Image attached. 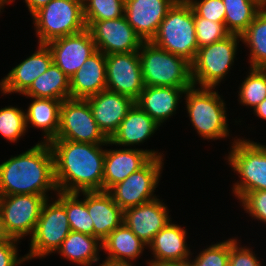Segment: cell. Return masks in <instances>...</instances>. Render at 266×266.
Returning a JSON list of instances; mask_svg holds the SVG:
<instances>
[{"instance_id": "6da1fadb", "label": "cell", "mask_w": 266, "mask_h": 266, "mask_svg": "<svg viewBox=\"0 0 266 266\" xmlns=\"http://www.w3.org/2000/svg\"><path fill=\"white\" fill-rule=\"evenodd\" d=\"M55 181L58 191H103L105 144L52 140Z\"/></svg>"}, {"instance_id": "7a4b0ae2", "label": "cell", "mask_w": 266, "mask_h": 266, "mask_svg": "<svg viewBox=\"0 0 266 266\" xmlns=\"http://www.w3.org/2000/svg\"><path fill=\"white\" fill-rule=\"evenodd\" d=\"M49 190L58 192L54 156L49 143H37L0 164V195L47 196Z\"/></svg>"}, {"instance_id": "3957f363", "label": "cell", "mask_w": 266, "mask_h": 266, "mask_svg": "<svg viewBox=\"0 0 266 266\" xmlns=\"http://www.w3.org/2000/svg\"><path fill=\"white\" fill-rule=\"evenodd\" d=\"M151 42L192 63L198 52L194 12L187 0H177L168 10Z\"/></svg>"}, {"instance_id": "277c9868", "label": "cell", "mask_w": 266, "mask_h": 266, "mask_svg": "<svg viewBox=\"0 0 266 266\" xmlns=\"http://www.w3.org/2000/svg\"><path fill=\"white\" fill-rule=\"evenodd\" d=\"M145 86L192 87L191 63L185 58L143 42L139 51Z\"/></svg>"}, {"instance_id": "5b68a950", "label": "cell", "mask_w": 266, "mask_h": 266, "mask_svg": "<svg viewBox=\"0 0 266 266\" xmlns=\"http://www.w3.org/2000/svg\"><path fill=\"white\" fill-rule=\"evenodd\" d=\"M209 87L187 89L186 110L190 121L203 139H220L229 136L224 100Z\"/></svg>"}, {"instance_id": "8992f818", "label": "cell", "mask_w": 266, "mask_h": 266, "mask_svg": "<svg viewBox=\"0 0 266 266\" xmlns=\"http://www.w3.org/2000/svg\"><path fill=\"white\" fill-rule=\"evenodd\" d=\"M32 18L38 44H47L59 37L73 35L87 27L83 15V0H51L36 11Z\"/></svg>"}, {"instance_id": "52a82bcc", "label": "cell", "mask_w": 266, "mask_h": 266, "mask_svg": "<svg viewBox=\"0 0 266 266\" xmlns=\"http://www.w3.org/2000/svg\"><path fill=\"white\" fill-rule=\"evenodd\" d=\"M229 165L240 176L233 192L241 200L248 192L266 190V146L250 140L234 139Z\"/></svg>"}, {"instance_id": "ba28073f", "label": "cell", "mask_w": 266, "mask_h": 266, "mask_svg": "<svg viewBox=\"0 0 266 266\" xmlns=\"http://www.w3.org/2000/svg\"><path fill=\"white\" fill-rule=\"evenodd\" d=\"M239 38L241 36L230 34L223 40L198 48L191 63L193 86L215 88L224 79L233 65Z\"/></svg>"}, {"instance_id": "9c48e42d", "label": "cell", "mask_w": 266, "mask_h": 266, "mask_svg": "<svg viewBox=\"0 0 266 266\" xmlns=\"http://www.w3.org/2000/svg\"><path fill=\"white\" fill-rule=\"evenodd\" d=\"M44 202L35 231L31 238L30 252L26 260L42 258L57 251L63 240L71 232L65 207L55 200L52 204Z\"/></svg>"}, {"instance_id": "30bf717a", "label": "cell", "mask_w": 266, "mask_h": 266, "mask_svg": "<svg viewBox=\"0 0 266 266\" xmlns=\"http://www.w3.org/2000/svg\"><path fill=\"white\" fill-rule=\"evenodd\" d=\"M54 140L109 144V139L97 126L88 101L74 98L62 101L59 131Z\"/></svg>"}, {"instance_id": "8fae6325", "label": "cell", "mask_w": 266, "mask_h": 266, "mask_svg": "<svg viewBox=\"0 0 266 266\" xmlns=\"http://www.w3.org/2000/svg\"><path fill=\"white\" fill-rule=\"evenodd\" d=\"M47 199L34 194L0 195V214L7 235L16 240L32 236Z\"/></svg>"}, {"instance_id": "7c38bea8", "label": "cell", "mask_w": 266, "mask_h": 266, "mask_svg": "<svg viewBox=\"0 0 266 266\" xmlns=\"http://www.w3.org/2000/svg\"><path fill=\"white\" fill-rule=\"evenodd\" d=\"M163 161L162 157H153L143 168L112 186L107 192L113 201L124 211L156 199L153 192L161 177Z\"/></svg>"}, {"instance_id": "4fadbf2b", "label": "cell", "mask_w": 266, "mask_h": 266, "mask_svg": "<svg viewBox=\"0 0 266 266\" xmlns=\"http://www.w3.org/2000/svg\"><path fill=\"white\" fill-rule=\"evenodd\" d=\"M96 49L105 55L139 51L143 41L125 16L101 21H85Z\"/></svg>"}, {"instance_id": "5bb4252c", "label": "cell", "mask_w": 266, "mask_h": 266, "mask_svg": "<svg viewBox=\"0 0 266 266\" xmlns=\"http://www.w3.org/2000/svg\"><path fill=\"white\" fill-rule=\"evenodd\" d=\"M144 88L138 51L106 55V89L136 101Z\"/></svg>"}, {"instance_id": "9a60e30c", "label": "cell", "mask_w": 266, "mask_h": 266, "mask_svg": "<svg viewBox=\"0 0 266 266\" xmlns=\"http://www.w3.org/2000/svg\"><path fill=\"white\" fill-rule=\"evenodd\" d=\"M52 55V62L69 78L78 71L97 49L90 31L59 37L46 44Z\"/></svg>"}, {"instance_id": "2e32d148", "label": "cell", "mask_w": 266, "mask_h": 266, "mask_svg": "<svg viewBox=\"0 0 266 266\" xmlns=\"http://www.w3.org/2000/svg\"><path fill=\"white\" fill-rule=\"evenodd\" d=\"M177 0H125L124 16L143 42H150Z\"/></svg>"}, {"instance_id": "e0dca14e", "label": "cell", "mask_w": 266, "mask_h": 266, "mask_svg": "<svg viewBox=\"0 0 266 266\" xmlns=\"http://www.w3.org/2000/svg\"><path fill=\"white\" fill-rule=\"evenodd\" d=\"M86 100L97 126L108 139L118 130L120 123L135 103L131 97L108 89L102 90Z\"/></svg>"}, {"instance_id": "ac0fdd59", "label": "cell", "mask_w": 266, "mask_h": 266, "mask_svg": "<svg viewBox=\"0 0 266 266\" xmlns=\"http://www.w3.org/2000/svg\"><path fill=\"white\" fill-rule=\"evenodd\" d=\"M167 206L156 198L123 211V223L147 246L171 220Z\"/></svg>"}, {"instance_id": "d6986e66", "label": "cell", "mask_w": 266, "mask_h": 266, "mask_svg": "<svg viewBox=\"0 0 266 266\" xmlns=\"http://www.w3.org/2000/svg\"><path fill=\"white\" fill-rule=\"evenodd\" d=\"M153 157H162V154L147 149L106 150L103 191H108L112 186L125 180L133 172L143 168Z\"/></svg>"}, {"instance_id": "ffe728a7", "label": "cell", "mask_w": 266, "mask_h": 266, "mask_svg": "<svg viewBox=\"0 0 266 266\" xmlns=\"http://www.w3.org/2000/svg\"><path fill=\"white\" fill-rule=\"evenodd\" d=\"M52 63V55L46 44H39L38 50L12 68L0 82L4 94H23L41 74L47 71Z\"/></svg>"}, {"instance_id": "44dd1931", "label": "cell", "mask_w": 266, "mask_h": 266, "mask_svg": "<svg viewBox=\"0 0 266 266\" xmlns=\"http://www.w3.org/2000/svg\"><path fill=\"white\" fill-rule=\"evenodd\" d=\"M86 206L93 221V236L101 242L123 223V210L107 191L86 192Z\"/></svg>"}, {"instance_id": "7402d4cb", "label": "cell", "mask_w": 266, "mask_h": 266, "mask_svg": "<svg viewBox=\"0 0 266 266\" xmlns=\"http://www.w3.org/2000/svg\"><path fill=\"white\" fill-rule=\"evenodd\" d=\"M106 89V55L92 54L70 78V98L87 99Z\"/></svg>"}, {"instance_id": "603a6c76", "label": "cell", "mask_w": 266, "mask_h": 266, "mask_svg": "<svg viewBox=\"0 0 266 266\" xmlns=\"http://www.w3.org/2000/svg\"><path fill=\"white\" fill-rule=\"evenodd\" d=\"M191 87L145 86L135 101L158 125L176 111L180 95Z\"/></svg>"}, {"instance_id": "cb8c5ba5", "label": "cell", "mask_w": 266, "mask_h": 266, "mask_svg": "<svg viewBox=\"0 0 266 266\" xmlns=\"http://www.w3.org/2000/svg\"><path fill=\"white\" fill-rule=\"evenodd\" d=\"M159 126L138 104L134 103L118 130L109 139V144L133 146L143 143L155 133Z\"/></svg>"}, {"instance_id": "d4e9b609", "label": "cell", "mask_w": 266, "mask_h": 266, "mask_svg": "<svg viewBox=\"0 0 266 266\" xmlns=\"http://www.w3.org/2000/svg\"><path fill=\"white\" fill-rule=\"evenodd\" d=\"M186 230L171 221L161 229L148 247L153 251L155 260L191 261L190 247L186 244Z\"/></svg>"}, {"instance_id": "484cf974", "label": "cell", "mask_w": 266, "mask_h": 266, "mask_svg": "<svg viewBox=\"0 0 266 266\" xmlns=\"http://www.w3.org/2000/svg\"><path fill=\"white\" fill-rule=\"evenodd\" d=\"M147 245L135 233L122 223L103 241L102 249L107 252L106 261L129 264L139 257Z\"/></svg>"}, {"instance_id": "4316f807", "label": "cell", "mask_w": 266, "mask_h": 266, "mask_svg": "<svg viewBox=\"0 0 266 266\" xmlns=\"http://www.w3.org/2000/svg\"><path fill=\"white\" fill-rule=\"evenodd\" d=\"M34 101L25 113L26 127L31 123L33 127L44 131V141L50 143L56 139L60 126V108L62 101L51 98L31 97Z\"/></svg>"}, {"instance_id": "83f0119b", "label": "cell", "mask_w": 266, "mask_h": 266, "mask_svg": "<svg viewBox=\"0 0 266 266\" xmlns=\"http://www.w3.org/2000/svg\"><path fill=\"white\" fill-rule=\"evenodd\" d=\"M23 95L66 100L70 98V78L52 62L47 71L39 75Z\"/></svg>"}, {"instance_id": "f1b7e54d", "label": "cell", "mask_w": 266, "mask_h": 266, "mask_svg": "<svg viewBox=\"0 0 266 266\" xmlns=\"http://www.w3.org/2000/svg\"><path fill=\"white\" fill-rule=\"evenodd\" d=\"M100 248L102 242L97 237L71 231L57 252L75 264L90 266L99 261Z\"/></svg>"}, {"instance_id": "f546056e", "label": "cell", "mask_w": 266, "mask_h": 266, "mask_svg": "<svg viewBox=\"0 0 266 266\" xmlns=\"http://www.w3.org/2000/svg\"><path fill=\"white\" fill-rule=\"evenodd\" d=\"M240 41L250 48L251 68L266 69V8L257 13Z\"/></svg>"}, {"instance_id": "4dcf8cb0", "label": "cell", "mask_w": 266, "mask_h": 266, "mask_svg": "<svg viewBox=\"0 0 266 266\" xmlns=\"http://www.w3.org/2000/svg\"><path fill=\"white\" fill-rule=\"evenodd\" d=\"M225 5V27L230 34L241 36L262 9L252 0H222Z\"/></svg>"}, {"instance_id": "1f68e13d", "label": "cell", "mask_w": 266, "mask_h": 266, "mask_svg": "<svg viewBox=\"0 0 266 266\" xmlns=\"http://www.w3.org/2000/svg\"><path fill=\"white\" fill-rule=\"evenodd\" d=\"M79 194L58 191L55 195L66 209L71 231L93 236V221L86 206V192H82L85 198L80 201Z\"/></svg>"}, {"instance_id": "d6a6232c", "label": "cell", "mask_w": 266, "mask_h": 266, "mask_svg": "<svg viewBox=\"0 0 266 266\" xmlns=\"http://www.w3.org/2000/svg\"><path fill=\"white\" fill-rule=\"evenodd\" d=\"M239 101L253 109L266 98V69L251 68L239 90Z\"/></svg>"}, {"instance_id": "836d02e7", "label": "cell", "mask_w": 266, "mask_h": 266, "mask_svg": "<svg viewBox=\"0 0 266 266\" xmlns=\"http://www.w3.org/2000/svg\"><path fill=\"white\" fill-rule=\"evenodd\" d=\"M125 0H83L85 21H101L124 16Z\"/></svg>"}, {"instance_id": "e575fe53", "label": "cell", "mask_w": 266, "mask_h": 266, "mask_svg": "<svg viewBox=\"0 0 266 266\" xmlns=\"http://www.w3.org/2000/svg\"><path fill=\"white\" fill-rule=\"evenodd\" d=\"M25 112L18 107L0 109V134L8 141L16 142L26 132Z\"/></svg>"}, {"instance_id": "d590c367", "label": "cell", "mask_w": 266, "mask_h": 266, "mask_svg": "<svg viewBox=\"0 0 266 266\" xmlns=\"http://www.w3.org/2000/svg\"><path fill=\"white\" fill-rule=\"evenodd\" d=\"M194 23L198 48L223 40L230 35L225 22H213L194 13Z\"/></svg>"}, {"instance_id": "8d00e7d4", "label": "cell", "mask_w": 266, "mask_h": 266, "mask_svg": "<svg viewBox=\"0 0 266 266\" xmlns=\"http://www.w3.org/2000/svg\"><path fill=\"white\" fill-rule=\"evenodd\" d=\"M231 238L203 249L190 266H228Z\"/></svg>"}, {"instance_id": "74e56055", "label": "cell", "mask_w": 266, "mask_h": 266, "mask_svg": "<svg viewBox=\"0 0 266 266\" xmlns=\"http://www.w3.org/2000/svg\"><path fill=\"white\" fill-rule=\"evenodd\" d=\"M193 12L213 22H224L225 5L222 0H187Z\"/></svg>"}, {"instance_id": "f35d334b", "label": "cell", "mask_w": 266, "mask_h": 266, "mask_svg": "<svg viewBox=\"0 0 266 266\" xmlns=\"http://www.w3.org/2000/svg\"><path fill=\"white\" fill-rule=\"evenodd\" d=\"M240 201L246 213L266 223V190L248 192Z\"/></svg>"}, {"instance_id": "ab89813d", "label": "cell", "mask_w": 266, "mask_h": 266, "mask_svg": "<svg viewBox=\"0 0 266 266\" xmlns=\"http://www.w3.org/2000/svg\"><path fill=\"white\" fill-rule=\"evenodd\" d=\"M237 239H231L228 266H261L256 255L250 248L239 247Z\"/></svg>"}, {"instance_id": "60d3db41", "label": "cell", "mask_w": 266, "mask_h": 266, "mask_svg": "<svg viewBox=\"0 0 266 266\" xmlns=\"http://www.w3.org/2000/svg\"><path fill=\"white\" fill-rule=\"evenodd\" d=\"M19 240L9 238L0 243V266H18L26 261V257H17V244ZM19 258V259H18Z\"/></svg>"}, {"instance_id": "b9f144b4", "label": "cell", "mask_w": 266, "mask_h": 266, "mask_svg": "<svg viewBox=\"0 0 266 266\" xmlns=\"http://www.w3.org/2000/svg\"><path fill=\"white\" fill-rule=\"evenodd\" d=\"M149 266H190V261H161L152 259Z\"/></svg>"}, {"instance_id": "7bdbcfd3", "label": "cell", "mask_w": 266, "mask_h": 266, "mask_svg": "<svg viewBox=\"0 0 266 266\" xmlns=\"http://www.w3.org/2000/svg\"><path fill=\"white\" fill-rule=\"evenodd\" d=\"M51 0H25L26 6L31 15H33L40 8L48 4Z\"/></svg>"}, {"instance_id": "ee69618b", "label": "cell", "mask_w": 266, "mask_h": 266, "mask_svg": "<svg viewBox=\"0 0 266 266\" xmlns=\"http://www.w3.org/2000/svg\"><path fill=\"white\" fill-rule=\"evenodd\" d=\"M253 111L258 117L266 120V98Z\"/></svg>"}, {"instance_id": "f6af8a7d", "label": "cell", "mask_w": 266, "mask_h": 266, "mask_svg": "<svg viewBox=\"0 0 266 266\" xmlns=\"http://www.w3.org/2000/svg\"><path fill=\"white\" fill-rule=\"evenodd\" d=\"M9 238L10 237L7 235V233H6L5 229H4L2 217H1V214H0V243L8 240Z\"/></svg>"}, {"instance_id": "bcb514c9", "label": "cell", "mask_w": 266, "mask_h": 266, "mask_svg": "<svg viewBox=\"0 0 266 266\" xmlns=\"http://www.w3.org/2000/svg\"><path fill=\"white\" fill-rule=\"evenodd\" d=\"M99 266H132V264L131 263H129V264H126V263H113V262H109V261L105 260Z\"/></svg>"}, {"instance_id": "7dc6e473", "label": "cell", "mask_w": 266, "mask_h": 266, "mask_svg": "<svg viewBox=\"0 0 266 266\" xmlns=\"http://www.w3.org/2000/svg\"><path fill=\"white\" fill-rule=\"evenodd\" d=\"M256 2L261 8H266V0H252Z\"/></svg>"}, {"instance_id": "c3c4849f", "label": "cell", "mask_w": 266, "mask_h": 266, "mask_svg": "<svg viewBox=\"0 0 266 266\" xmlns=\"http://www.w3.org/2000/svg\"><path fill=\"white\" fill-rule=\"evenodd\" d=\"M13 0H0V12H1V9L3 10V6L7 3L9 4L10 2H12ZM9 2V3H8Z\"/></svg>"}]
</instances>
